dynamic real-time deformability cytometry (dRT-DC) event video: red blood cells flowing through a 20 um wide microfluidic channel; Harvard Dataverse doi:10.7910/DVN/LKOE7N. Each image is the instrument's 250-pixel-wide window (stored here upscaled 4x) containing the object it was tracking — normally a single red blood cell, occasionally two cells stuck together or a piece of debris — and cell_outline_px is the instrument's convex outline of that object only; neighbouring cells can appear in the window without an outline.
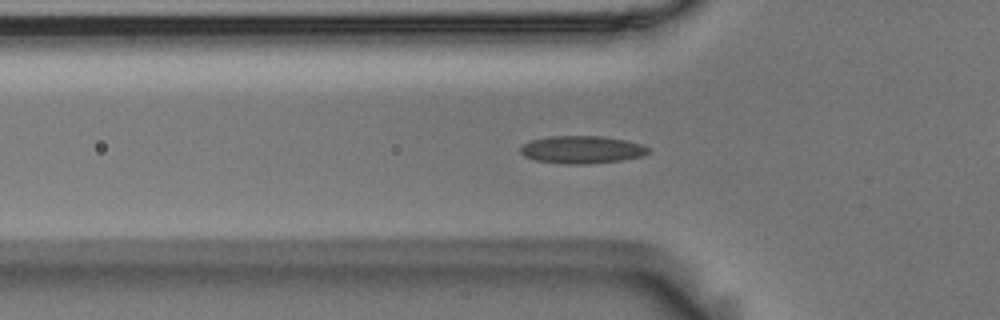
{"species": "Egyptian fruit bat (a non-hibernating species)", "species_latin": "Rousettus aegyptiacus", "temperature_condition": "room temperature", "stored_images_in_passage": 47, "camera_frame_rate_fps": 3000, "um_per_image_px": 0.085, "animal": {"sex": "male"}, "frame": {"image": 1, "passage_image": 9, "time_ms": 2.667, "image_size_px": [1000, 320], "cell_outline_px": [[648, 152], [640, 156], [620, 160], [584, 164], [568, 164], [536, 160], [524, 156], [520, 152], [520, 148], [524, 144], [532, 140], [548, 136], [600, 136], [624, 140], [640, 144], [648, 148]], "centroid_in_image_um": [49.4, 12.71], "position_along_channel_um": 76.4, "area_um2": 20.17}}
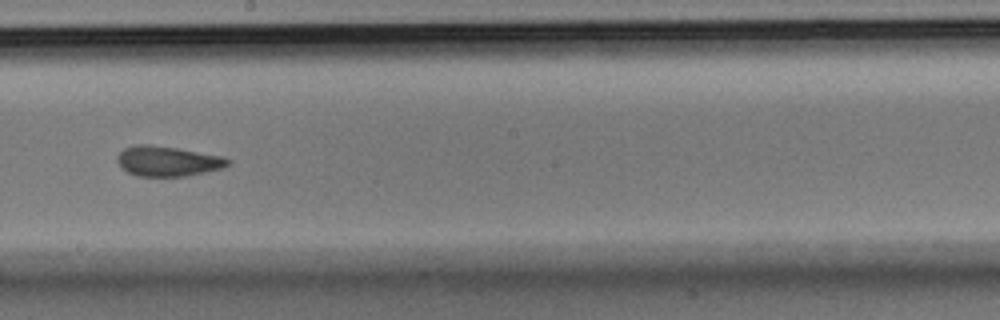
{"frame": {"image": 2, "passage_image": 22, "time_ms": 7.0, "image_size_px": [1000, 320], "cell_outline_px": [[232, 160], [224, 168], [188, 176], [136, 176], [120, 168], [116, 160], [116, 156], [124, 148], [136, 144], [148, 144], [176, 148], [224, 156]], "centroid_in_image_um": [14.24, 13.7], "position_along_channel_um": 234.0, "area_um2": 19.65}}
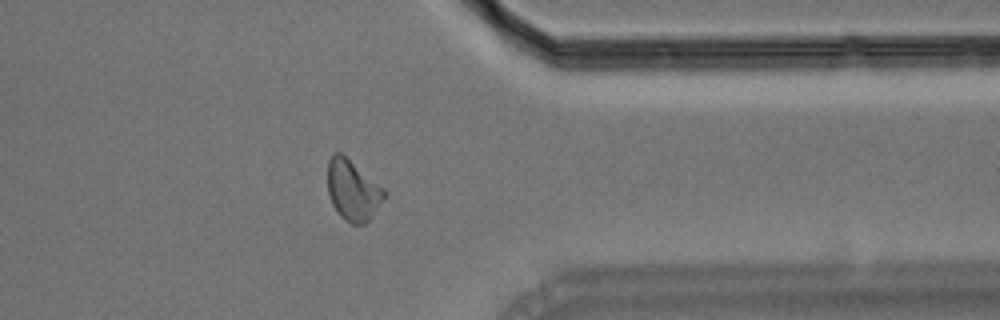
{"frame": {"image": 3, "passage_image": 35, "time_ms": 11.333, "image_size_px": [1000, 320], "cell_outline_px": [[388, 192], [372, 216], [364, 224], [352, 224], [344, 220], [336, 212], [332, 204], [328, 192], [328, 160], [336, 152], [340, 152], [384, 188]], "centroid_in_image_um": [29.98, 16.19], "position_along_channel_um": 381.4, "area_um2": 19.83}, "authors_computed_cell_mechanics": {"area_um2": 19.363, "velocity_mm_per_s": 3.6165, "shape_relaxation_time_tau1_ms": null, "shape_relaxation_time_tau2_ms": 2.6024, "deformation_change_tau1": null, "deformation_change_tau2": 0.0869}}